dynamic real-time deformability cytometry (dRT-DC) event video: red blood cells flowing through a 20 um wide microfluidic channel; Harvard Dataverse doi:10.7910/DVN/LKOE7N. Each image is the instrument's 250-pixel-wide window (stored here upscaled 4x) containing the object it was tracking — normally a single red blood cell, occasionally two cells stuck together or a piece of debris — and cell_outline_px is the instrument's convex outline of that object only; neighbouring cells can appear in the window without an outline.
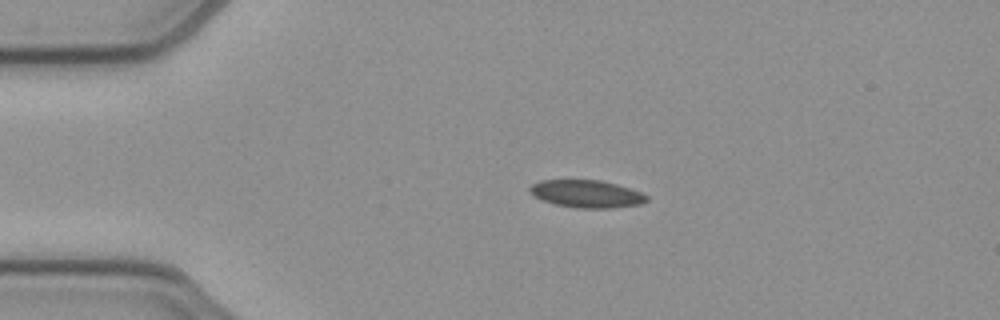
{"species": "common noctule bat (a hibernating species)", "species_latin": "Nyctalus noctula", "temperature_condition": "cold", "stored_images_in_passage": 42, "camera_frame_rate_fps": 3000, "um_per_image_px": 0.085, "animal": {"sex": "female", "body_mass_g": 21.9}, "frame": {"image": 1, "passage_image": 1, "time_ms": 0.0, "image_size_px": [1000, 320], "cell_outline_px": [[648, 200], [640, 204], [612, 208], [576, 208], [556, 204], [544, 200], [536, 196], [528, 188], [532, 184], [540, 180], [600, 180], [616, 184], [640, 192], [648, 196]], "centroid_in_image_um": [49.88, 16.47], "position_along_channel_um": 35.1, "area_um2": 18.5}}
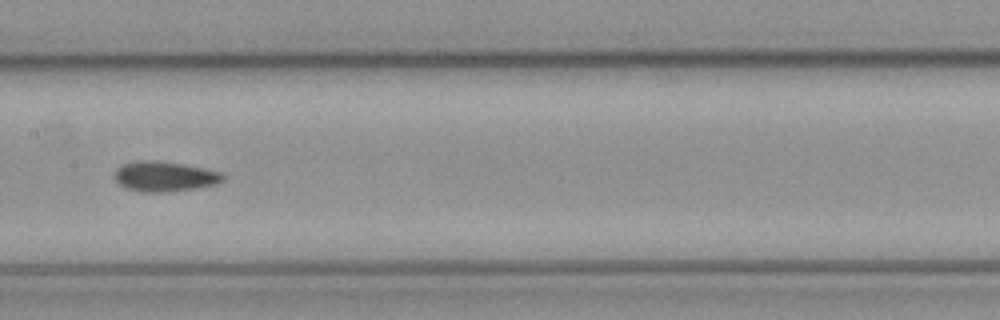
{"frame": {"image": 2, "passage_image": 16, "time_ms": 5.0, "image_size_px": [1000, 320], "cell_outline_px": [[224, 180], [216, 184], [196, 188], [172, 192], [144, 192], [128, 188], [120, 184], [112, 176], [116, 168], [124, 164], [136, 160], [156, 160], [204, 168], [220, 172], [224, 176]], "centroid_in_image_um": [13.97, 15.0], "position_along_channel_um": 193.4, "area_um2": 19.02}}
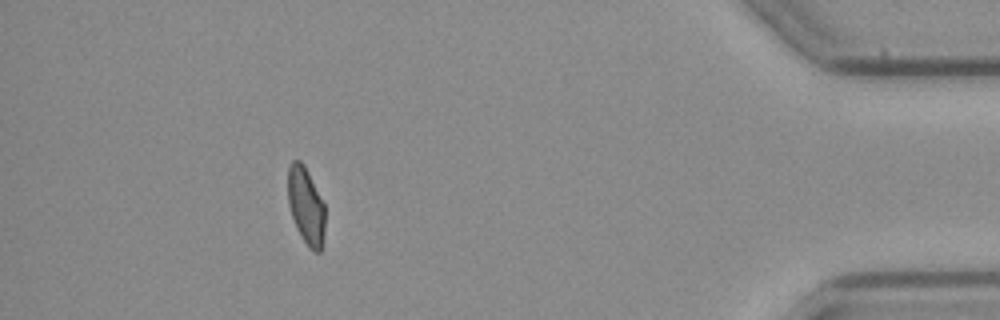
{"frame": {"image": 3, "passage_image": 37, "time_ms": 12.0, "image_size_px": [1000, 320], "cell_outline_px": [[324, 248], [320, 252], [312, 252], [308, 248], [296, 228], [288, 204], [288, 168], [292, 160], [300, 160], [304, 164], [324, 204]], "centroid_in_image_um": [26.01, 17.55], "position_along_channel_um": 409.2, "area_um2": 16.88}, "authors_computed_cell_mechanics": {"area_um2": 18.2937, "velocity_mm_per_s": 3.9149, "shape_relaxation_time_tau1_ms": null, "shape_relaxation_time_tau2_ms": 2.4937, "deformation_change_tau1": null, "deformation_change_tau2": 0.0812}}